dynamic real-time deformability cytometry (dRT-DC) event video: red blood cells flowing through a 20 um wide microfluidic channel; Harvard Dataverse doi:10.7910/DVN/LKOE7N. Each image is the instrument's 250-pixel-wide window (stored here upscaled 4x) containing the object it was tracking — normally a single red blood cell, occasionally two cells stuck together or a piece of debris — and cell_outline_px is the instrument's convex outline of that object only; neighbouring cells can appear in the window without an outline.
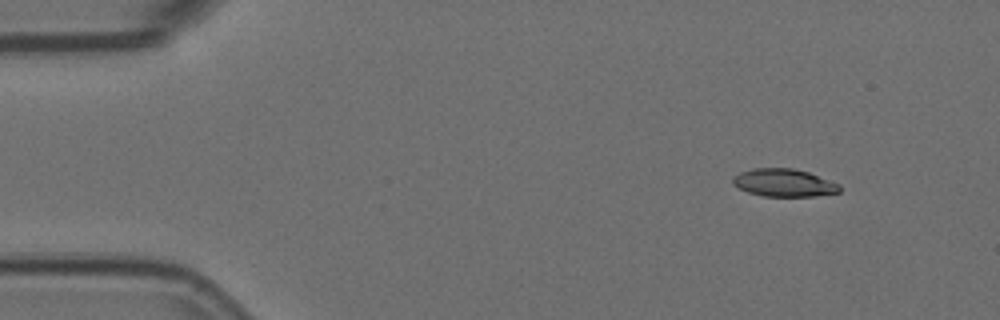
{"species": "Egyptian fruit bat (a non-hibernating species)", "species_latin": "Rousettus aegyptiacus", "temperature_condition": "room temperature", "stored_images_in_passage": 4, "camera_frame_rate_fps": 3000, "um_per_image_px": 0.085, "animal": {"sex": "female"}, "frame": {"image": 1, "passage_image": 2, "time_ms": 0.333, "image_size_px": [1000, 320], "cell_outline_px": [[840, 192], [816, 196], [764, 196], [748, 192], [732, 184], [732, 176], [740, 172], [756, 168], [792, 168], [808, 172], [840, 184]], "centroid_in_image_um": [66.63, 15.53], "position_along_channel_um": 18.4, "area_um2": 17.22}}